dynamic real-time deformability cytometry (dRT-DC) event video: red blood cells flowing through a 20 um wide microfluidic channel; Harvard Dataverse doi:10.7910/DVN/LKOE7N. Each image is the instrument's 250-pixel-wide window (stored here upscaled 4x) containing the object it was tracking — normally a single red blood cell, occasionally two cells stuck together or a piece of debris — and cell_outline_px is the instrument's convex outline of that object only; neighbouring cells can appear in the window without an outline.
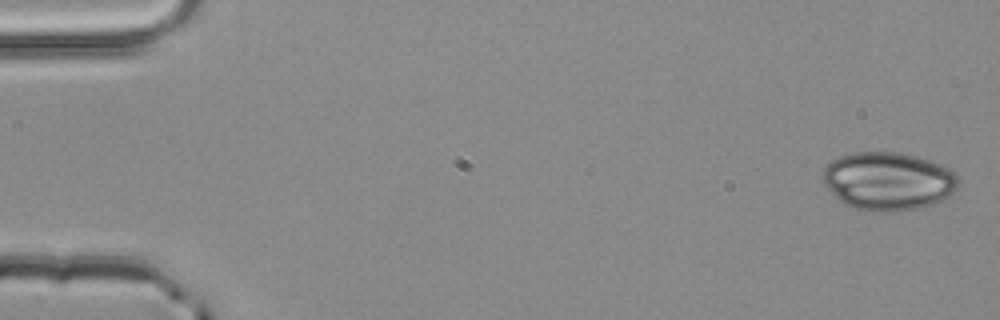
{"species": "common noctule bat (a hibernating species)", "species_latin": "Nyctalus noctula", "temperature_condition": "room temperature", "stored_images_in_passage": 5, "segment_of_instrument_passage": [1, 2], "camera_frame_rate_fps": 3000, "um_per_image_px": 0.085, "animal": {"sex": "male", "body_mass_g": 20.4}, "frame": {"image": 1, "passage_image": 1, "time_ms": 0.0, "image_size_px": [1000, 320], "cell_outline_px": [[956, 188], [948, 196], [932, 204], [920, 208], [884, 212], [868, 212], [844, 204], [824, 184], [824, 168], [832, 160], [840, 156], [856, 152], [900, 152], [916, 156], [940, 164], [956, 172]], "centroid_in_image_um": [75.48, 15.39], "position_along_channel_um": 9.5, "area_um2": 45.6}}